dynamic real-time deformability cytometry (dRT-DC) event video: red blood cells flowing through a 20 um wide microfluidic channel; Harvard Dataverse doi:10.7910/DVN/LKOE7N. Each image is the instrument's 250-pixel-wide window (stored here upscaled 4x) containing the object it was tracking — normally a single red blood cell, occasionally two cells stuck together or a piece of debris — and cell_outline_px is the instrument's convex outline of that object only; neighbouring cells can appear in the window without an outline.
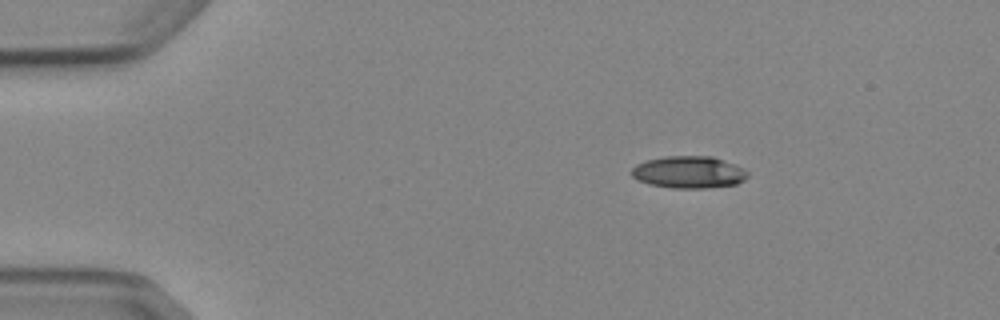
{"species": "Egyptian fruit bat (a non-hibernating species)", "species_latin": "Rousettus aegyptiacus", "temperature_condition": "cold", "stored_images_in_passage": 3, "camera_frame_rate_fps": 3000, "um_per_image_px": 0.085, "animal": {"sex": "female"}, "frame": {"image": 1, "passage_image": 1, "time_ms": 0.0, "image_size_px": [1000, 320], "cell_outline_px": [[748, 176], [744, 180], [736, 184], [704, 188], [672, 188], [648, 184], [636, 180], [632, 176], [632, 168], [636, 164], [648, 160], [664, 156], [712, 156], [744, 168], [748, 172]], "centroid_in_image_um": [58.53, 14.64], "position_along_channel_um": 26.5, "area_um2": 21.73}}